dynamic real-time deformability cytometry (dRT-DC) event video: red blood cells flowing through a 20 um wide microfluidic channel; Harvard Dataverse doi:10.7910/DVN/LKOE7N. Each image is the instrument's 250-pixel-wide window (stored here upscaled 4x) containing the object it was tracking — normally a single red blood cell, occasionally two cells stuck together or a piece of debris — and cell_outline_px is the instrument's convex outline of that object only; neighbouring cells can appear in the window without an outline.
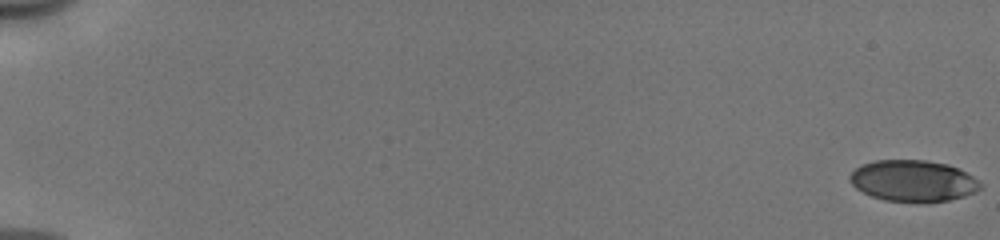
{"species": "human", "species_latin": "Homo sapiens", "temperature_condition": "cold", "stored_images_in_passage": 24, "camera_frame_rate_fps": 3000, "um_per_image_px": 0.085, "donor": {"sex": "male"}, "frame": {"image": 1, "passage_image": 1, "time_ms": 0.0, "image_size_px": [1000, 240], "cell_outline_px": [[984, 188], [976, 192], [964, 196], [948, 200], [884, 200], [872, 196], [856, 188], [848, 180], [848, 176], [860, 164], [876, 160], [924, 160], [948, 164], [980, 180], [984, 184]], "centroid_in_image_um": [77.62, 15.34], "position_along_channel_um": 7.4, "area_um2": 31.1}}
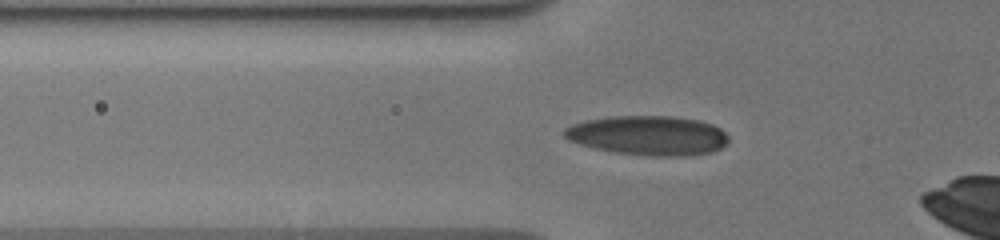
{"frame": {"image": 2, "passage_image": 21, "time_ms": 6.667, "image_size_px": [1000, 240], "cell_outline_px": [[728, 140], [720, 148], [712, 152], [688, 156], [652, 156], [616, 152], [592, 148], [568, 140], [564, 136], [564, 128], [572, 124], [584, 120], [612, 116], [672, 116], [700, 120], [712, 124], [720, 128], [728, 136]], "centroid_in_image_um": [55.08, 11.51], "position_along_channel_um": 70.7, "area_um2": 37.92}}